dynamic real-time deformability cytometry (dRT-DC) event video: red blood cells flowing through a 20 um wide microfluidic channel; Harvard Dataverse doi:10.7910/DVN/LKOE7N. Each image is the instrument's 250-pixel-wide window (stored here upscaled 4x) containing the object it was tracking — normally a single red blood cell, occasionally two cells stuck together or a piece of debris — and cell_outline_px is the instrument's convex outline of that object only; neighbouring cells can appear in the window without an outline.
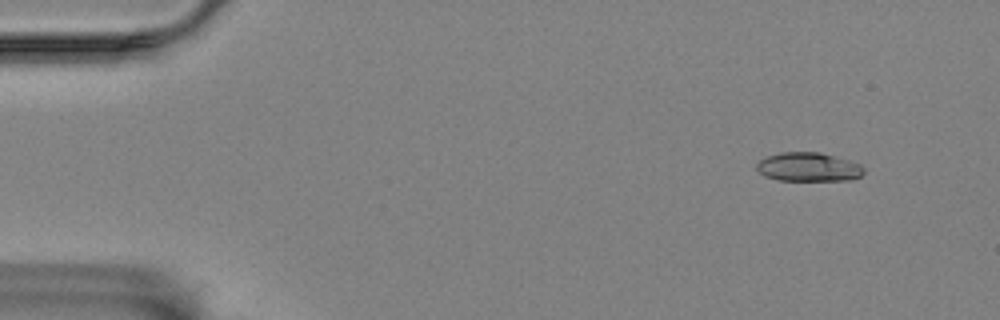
{"species": "Egyptian fruit bat (a non-hibernating species)", "species_latin": "Rousettus aegyptiacus", "temperature_condition": "room temperature", "stored_images_in_passage": 48, "camera_frame_rate_fps": 3000, "um_per_image_px": 0.085, "animal": {"sex": "female"}, "frame": {"image": 1, "passage_image": 2, "time_ms": 0.333, "image_size_px": [1000, 320], "cell_outline_px": [[864, 172], [860, 176], [852, 180], [776, 180], [764, 176], [756, 168], [756, 164], [764, 156], [780, 152], [820, 152], [848, 160], [860, 164], [864, 168]], "centroid_in_image_um": [68.69, 14.19], "position_along_channel_um": 16.3, "area_um2": 18.15}}
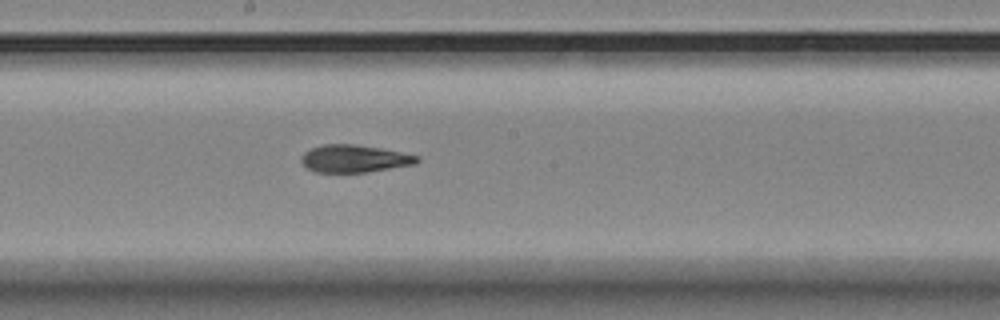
{"frame": {"image": 2, "passage_image": 28, "time_ms": 9.0, "image_size_px": [1000, 320], "cell_outline_px": [[420, 160], [416, 164], [364, 172], [316, 172], [308, 168], [300, 160], [304, 152], [312, 148], [324, 144], [352, 144], [380, 148], [400, 152], [416, 156]], "centroid_in_image_um": [30.1, 13.48], "position_along_channel_um": 218.1, "area_um2": 18.21}}
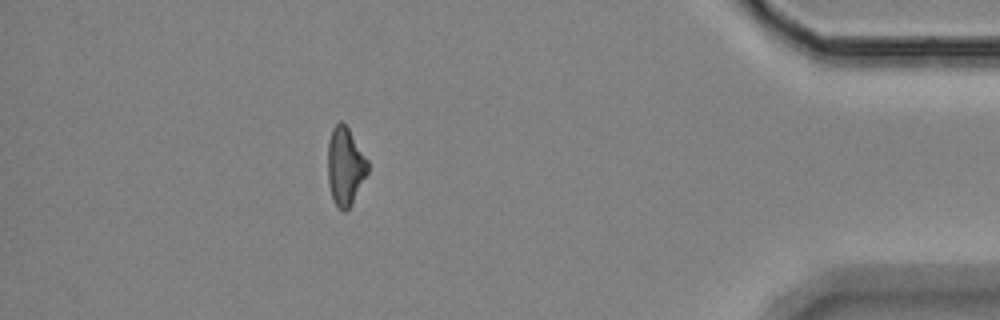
{"frame": {"image": 3, "passage_image": 48, "time_ms": 15.667, "image_size_px": [1000, 320], "cell_outline_px": [[368, 172], [352, 204], [344, 212], [336, 204], [332, 196], [328, 184], [328, 140], [332, 128], [340, 120], [348, 128], [368, 160]], "centroid_in_image_um": [29.34, 14.12], "position_along_channel_um": 405.9, "area_um2": 18.03}, "authors_computed_cell_mechanics": {"area_um2": 18.9006, "velocity_mm_per_s": 3.4848, "shape_relaxation_time_tau1_ms": 4.3677, "shape_relaxation_time_tau2_ms": 2.7414, "deformation_change_tau1": 0.1453, "deformation_change_tau2": 0.1017}}